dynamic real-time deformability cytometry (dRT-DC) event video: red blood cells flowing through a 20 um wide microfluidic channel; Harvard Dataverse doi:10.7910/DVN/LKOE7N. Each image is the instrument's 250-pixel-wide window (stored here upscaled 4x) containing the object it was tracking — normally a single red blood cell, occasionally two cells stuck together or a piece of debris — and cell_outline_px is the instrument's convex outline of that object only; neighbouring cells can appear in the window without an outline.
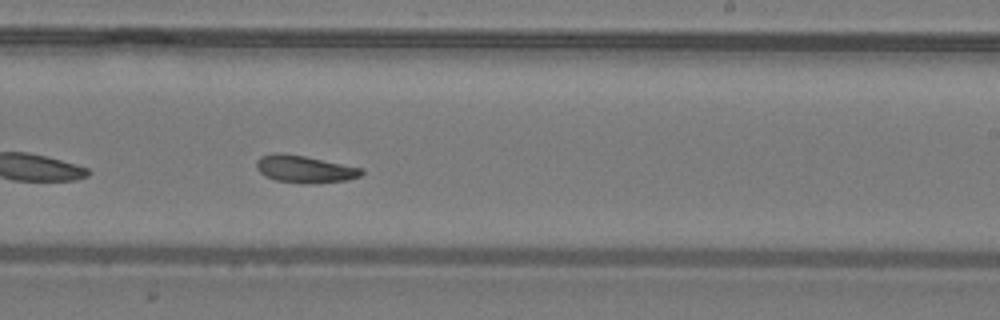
{"species": "common noctule bat (a hibernating species)", "species_latin": "Nyctalus noctula", "temperature_condition": "warm", "stored_images_in_passage": 34, "camera_frame_rate_fps": 3000, "um_per_image_px": 0.085, "animal": {"sex": "male", "body_mass_g": 19.2, "forearm_length_mm": 51.8}, "frame": {"image": 1, "passage_image": 20, "time_ms": 6.333, "image_size_px": [1000, 320], "cell_outline_px": [[364, 172], [360, 176], [348, 180], [304, 184], [276, 180], [264, 176], [256, 168], [256, 160], [260, 156], [272, 152], [284, 152], [364, 168]], "centroid_in_image_um": [25.87, 14.36], "position_along_channel_um": 263.1, "area_um2": 16.94}}